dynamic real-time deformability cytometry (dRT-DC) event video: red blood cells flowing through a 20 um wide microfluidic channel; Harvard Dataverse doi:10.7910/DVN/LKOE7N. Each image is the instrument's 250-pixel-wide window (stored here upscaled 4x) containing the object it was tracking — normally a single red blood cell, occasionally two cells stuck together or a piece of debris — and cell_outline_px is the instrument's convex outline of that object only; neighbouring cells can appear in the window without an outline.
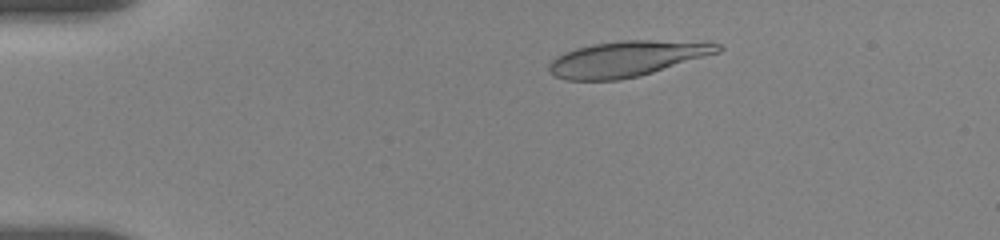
{"species": "human", "species_latin": "Homo sapiens", "temperature_condition": "room temperature", "stored_images_in_passage": 24, "camera_frame_rate_fps": 3000, "um_per_image_px": 0.085, "donor": {"sex": "female"}, "frame": {"image": 1, "passage_image": 6, "time_ms": 2.667, "image_size_px": [1000, 240], "cell_outline_px": [[724, 48], [720, 52], [640, 76], [620, 80], [564, 80], [552, 76], [548, 72], [548, 64], [556, 56], [564, 52], [576, 48], [592, 44], [620, 40], [708, 40], [720, 44]], "centroid_in_image_um": [53.33, 4.97], "position_along_channel_um": 31.7, "area_um2": 35.84}}
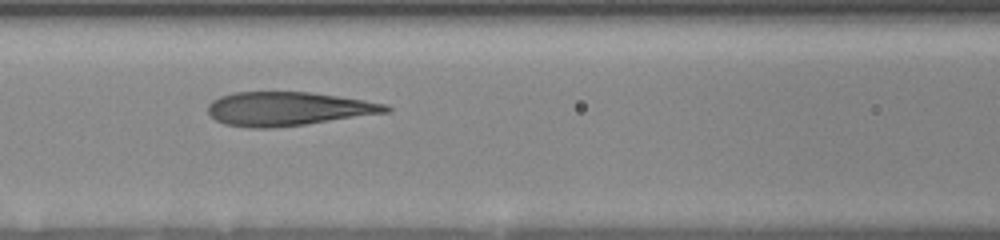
{"frame": {"image": 2, "passage_image": 17, "time_ms": 7.333, "image_size_px": [1000, 240], "cell_outline_px": [[392, 112], [304, 124], [272, 128], [248, 128], [224, 124], [216, 120], [208, 112], [208, 104], [212, 100], [220, 96], [232, 92], [312, 92], [364, 100], [388, 104], [392, 108]], "centroid_in_image_um": [24.49, 9.24], "position_along_channel_um": 142.1, "area_um2": 35.2}}
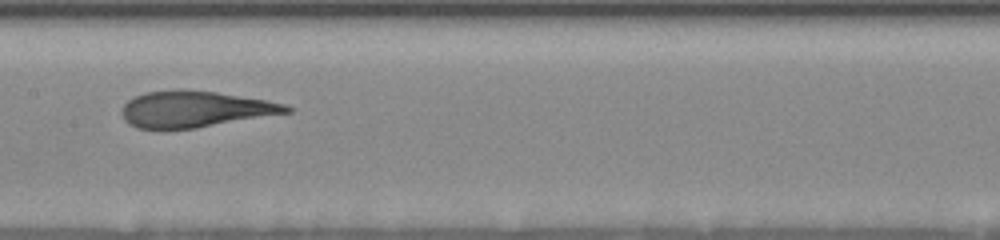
{"frame": {"image": 3, "passage_image": 23, "time_ms": 8.667, "image_size_px": [1000, 240], "cell_outline_px": [[292, 112], [196, 128], [136, 128], [128, 124], [124, 120], [120, 112], [124, 104], [128, 100], [144, 92], [176, 88], [180, 88], [216, 92], [268, 100], [284, 104], [292, 108]], "centroid_in_image_um": [16.55, 9.26], "position_along_channel_um": 190.9, "area_um2": 34.97}}